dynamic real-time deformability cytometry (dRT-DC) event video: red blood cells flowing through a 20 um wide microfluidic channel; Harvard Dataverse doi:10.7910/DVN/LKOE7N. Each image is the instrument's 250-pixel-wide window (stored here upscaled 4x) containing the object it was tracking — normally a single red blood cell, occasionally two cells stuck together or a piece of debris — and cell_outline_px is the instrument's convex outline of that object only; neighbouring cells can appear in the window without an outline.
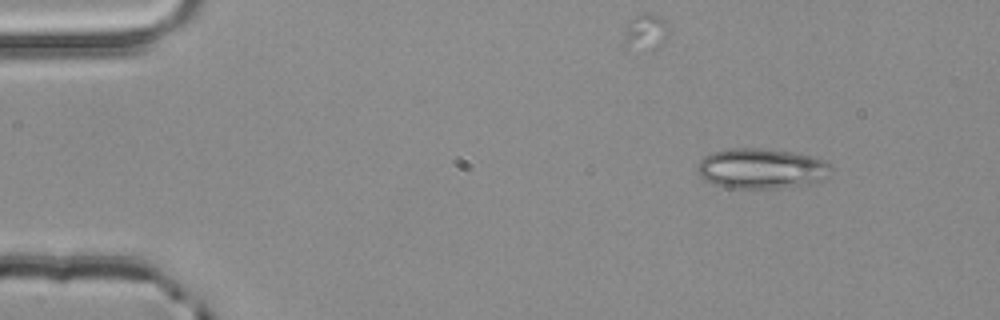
{"species": "common noctule bat (a hibernating species)", "species_latin": "Nyctalus noctula", "temperature_condition": "room temperature", "stored_images_in_passage": 3, "camera_frame_rate_fps": 3000, "um_per_image_px": 0.085, "animal": {"sex": "male", "body_mass_g": 20.4}, "frame": {"image": 1, "passage_image": 1, "time_ms": 0.0, "image_size_px": [1000, 320], "cell_outline_px": [[832, 168], [828, 176], [812, 184], [780, 188], [728, 188], [712, 184], [704, 180], [696, 172], [696, 168], [700, 160], [704, 156], [712, 152], [732, 148], [764, 148], [812, 156], [824, 160]], "centroid_in_image_um": [64.68, 14.34], "position_along_channel_um": 20.3, "area_um2": 31.62}}